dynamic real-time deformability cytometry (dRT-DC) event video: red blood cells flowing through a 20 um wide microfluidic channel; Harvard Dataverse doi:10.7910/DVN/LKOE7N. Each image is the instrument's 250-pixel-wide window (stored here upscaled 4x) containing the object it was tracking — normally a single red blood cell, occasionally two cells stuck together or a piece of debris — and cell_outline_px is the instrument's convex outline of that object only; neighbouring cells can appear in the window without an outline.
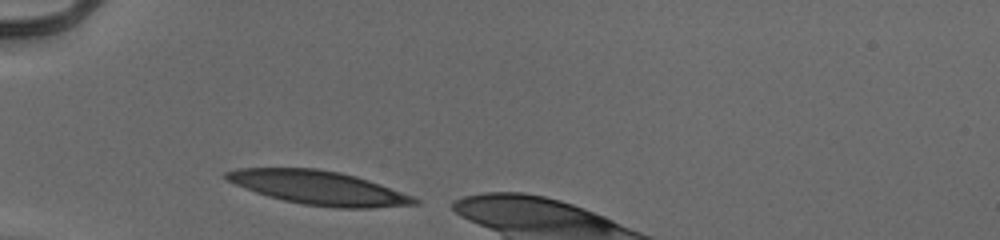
{"species": "human", "species_latin": "Homo sapiens", "temperature_condition": "cold", "stored_images_in_passage": 6, "camera_frame_rate_fps": 3000, "um_per_image_px": 0.085, "donor": {"sex": "male"}, "frame": {"image": 1, "passage_image": 1, "time_ms": 0.0, "image_size_px": [1000, 240], "cell_outline_px": [[420, 204], [376, 208], [336, 208], [304, 204], [284, 200], [268, 196], [244, 188], [224, 180], [220, 176], [224, 172], [236, 168], [316, 168], [340, 172], [356, 176], [416, 196], [420, 200]], "centroid_in_image_um": [27.1, 15.96], "position_along_channel_um": 57.9, "area_um2": 37.51}}